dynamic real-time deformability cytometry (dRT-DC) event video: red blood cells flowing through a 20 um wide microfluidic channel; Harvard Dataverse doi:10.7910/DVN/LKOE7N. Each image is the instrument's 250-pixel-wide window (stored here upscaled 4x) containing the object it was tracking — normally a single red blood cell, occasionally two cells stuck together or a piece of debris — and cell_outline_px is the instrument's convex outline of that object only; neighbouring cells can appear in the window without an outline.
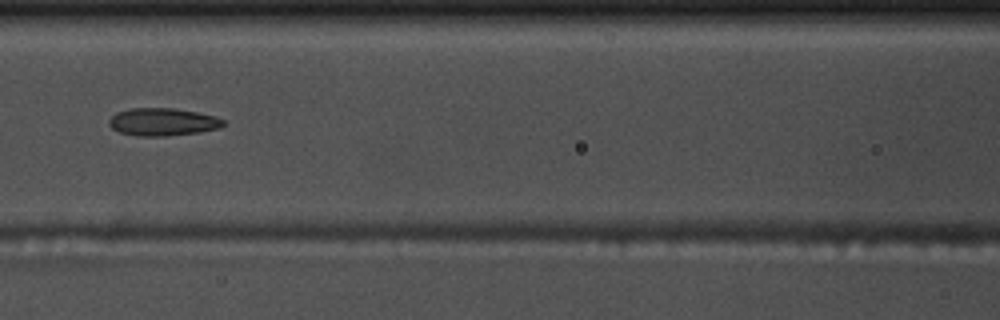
{"species": "common noctule bat (a hibernating species)", "species_latin": "Nyctalus noctula", "temperature_condition": "warm", "stored_images_in_passage": 9, "camera_frame_rate_fps": 3000, "um_per_image_px": 0.085, "animal": {"sex": "male", "body_mass_g": 17.5, "forearm_length_mm": 52.3}, "frame": {"image": 1, "passage_image": 6, "time_ms": 1.667, "image_size_px": [1000, 320], "cell_outline_px": [[224, 124], [220, 128], [200, 132], [164, 136], [136, 136], [120, 132], [112, 128], [108, 124], [108, 120], [116, 112], [128, 108], [172, 108], [196, 112], [216, 116], [224, 120]], "centroid_in_image_um": [13.81, 10.36], "position_along_channel_um": 152.8, "area_um2": 18.5}}
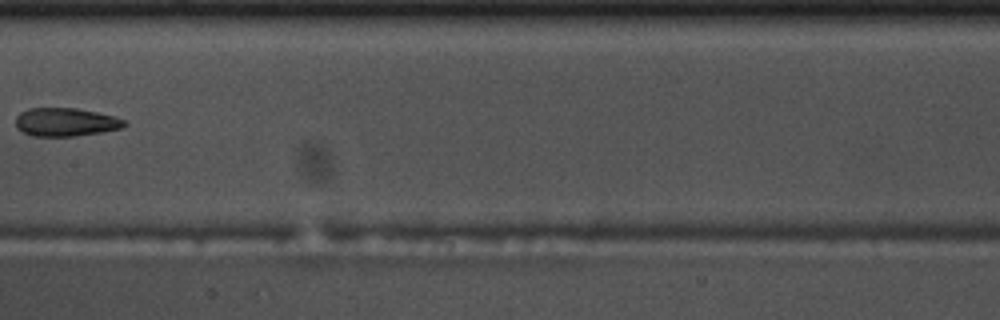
{"frame": {"image": 2, "passage_image": 7, "time_ms": 2.0, "image_size_px": [1000, 320], "cell_outline_px": [[128, 124], [124, 128], [104, 132], [76, 136], [32, 136], [16, 128], [16, 116], [20, 112], [28, 108], [76, 108], [96, 112], [112, 116], [124, 120]], "centroid_in_image_um": [5.59, 10.38], "position_along_channel_um": 201.8, "area_um2": 18.09}}